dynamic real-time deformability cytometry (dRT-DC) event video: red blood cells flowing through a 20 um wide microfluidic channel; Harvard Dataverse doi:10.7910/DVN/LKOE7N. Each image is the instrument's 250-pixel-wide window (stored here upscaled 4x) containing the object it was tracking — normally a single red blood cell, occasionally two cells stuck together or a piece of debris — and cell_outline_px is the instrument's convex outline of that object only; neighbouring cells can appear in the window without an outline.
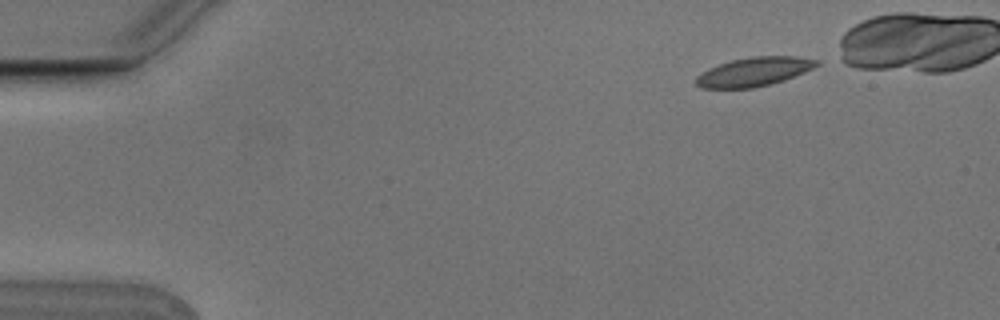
{"species": "Egyptian fruit bat (a non-hibernating species)", "species_latin": "Rousettus aegyptiacus", "temperature_condition": "cold", "stored_images_in_passage": 8, "camera_frame_rate_fps": 3000, "um_per_image_px": 0.085, "animal": {"sex": "male"}, "frame": {"image": 1, "passage_image": 1, "time_ms": 0.0, "image_size_px": [1000, 320], "cell_outline_px": [[820, 64], [804, 72], [784, 80], [752, 88], [700, 88], [696, 84], [696, 76], [708, 68], [732, 60], [752, 56], [796, 56], [820, 60]], "centroid_in_image_um": [64.09, 6.09], "position_along_channel_um": 20.9, "area_um2": 20.23}}